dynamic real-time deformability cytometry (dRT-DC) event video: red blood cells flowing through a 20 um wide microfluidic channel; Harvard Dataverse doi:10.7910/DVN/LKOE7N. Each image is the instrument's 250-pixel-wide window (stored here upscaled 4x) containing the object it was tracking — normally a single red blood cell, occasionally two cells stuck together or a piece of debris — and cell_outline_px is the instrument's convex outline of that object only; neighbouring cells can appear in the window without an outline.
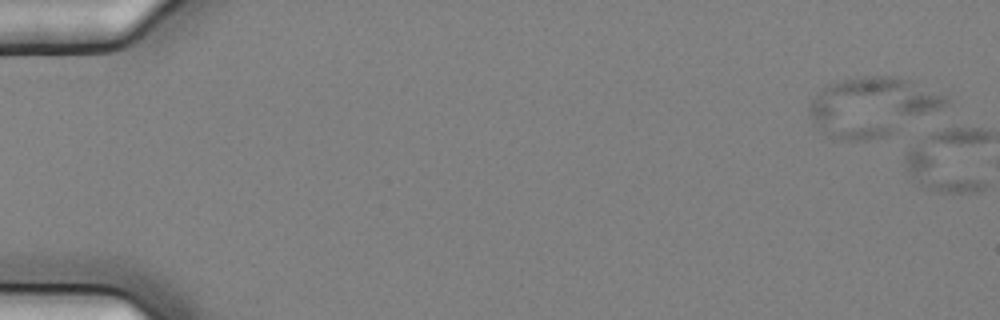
{"species": "common noctule bat (a hibernating species)", "species_latin": "Nyctalus noctula", "temperature_condition": "cold", "stored_images_in_passage": 2, "camera_frame_rate_fps": 3000, "um_per_image_px": 0.085, "animal": {"sex": "female", "body_mass_g": 25.1}, "frame": {"image": 1, "passage_image": 1, "time_ms": 0.0, "image_size_px": [1000, 320], "cell_outline_px": [[948, 104], [888, 136], [868, 140], [840, 140], [828, 136], [808, 116], [808, 104], [828, 84], [856, 76], [896, 76], [908, 80], [948, 96]], "centroid_in_image_um": [74.11, 9.07], "position_along_channel_um": 10.9, "area_um2": 46.53}}